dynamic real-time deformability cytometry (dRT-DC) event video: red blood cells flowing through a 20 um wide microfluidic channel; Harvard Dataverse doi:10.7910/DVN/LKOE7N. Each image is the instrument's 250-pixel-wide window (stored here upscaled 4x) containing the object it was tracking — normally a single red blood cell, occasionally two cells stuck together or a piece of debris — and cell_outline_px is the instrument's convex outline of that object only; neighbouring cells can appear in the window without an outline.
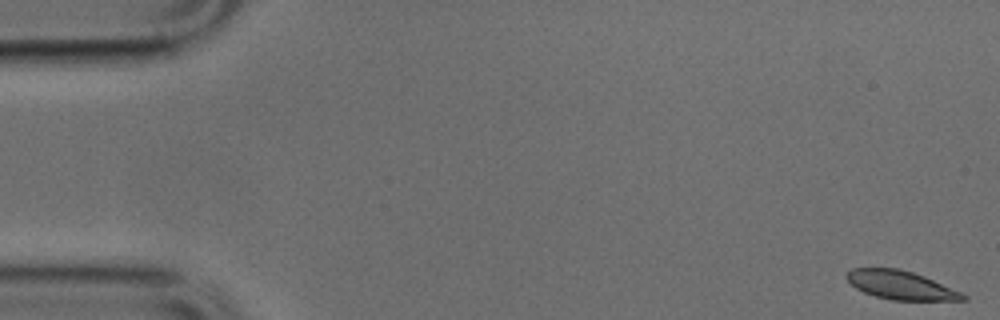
{"species": "common noctule bat (a hibernating species)", "species_latin": "Nyctalus noctula", "temperature_condition": "cold", "stored_images_in_passage": 50, "camera_frame_rate_fps": 3000, "um_per_image_px": 0.085, "animal": {"sex": "male", "body_mass_g": 17.9, "forearm_length_mm": 54.2}, "frame": {"image": 1, "passage_image": 1, "time_ms": 0.0, "image_size_px": [1000, 320], "cell_outline_px": [[968, 300], [892, 300], [876, 296], [864, 292], [856, 288], [844, 276], [852, 268], [900, 268], [924, 276], [960, 292], [968, 296]], "centroid_in_image_um": [76.55, 24.23], "position_along_channel_um": 8.4, "area_um2": 19.19}}
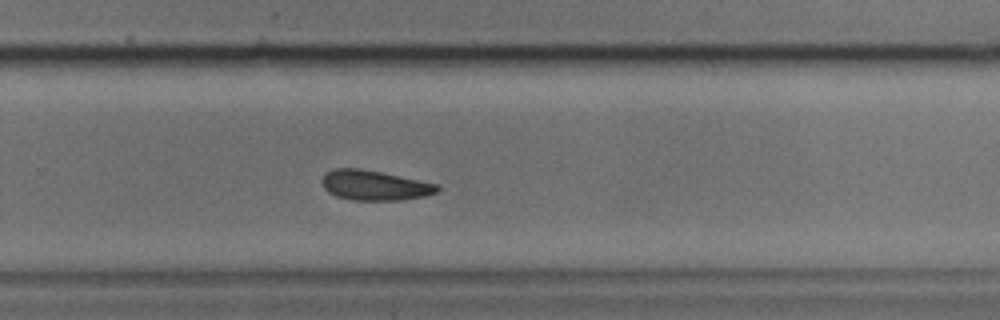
{"frame": {"image": 2, "passage_image": 33, "time_ms": 10.667, "image_size_px": [1000, 320], "cell_outline_px": [[440, 188], [436, 192], [424, 196], [400, 200], [352, 200], [336, 196], [328, 192], [324, 188], [324, 176], [328, 172], [336, 168], [360, 168], [440, 184]], "centroid_in_image_um": [31.87, 15.76], "position_along_channel_um": 297.9, "area_um2": 19.88}}
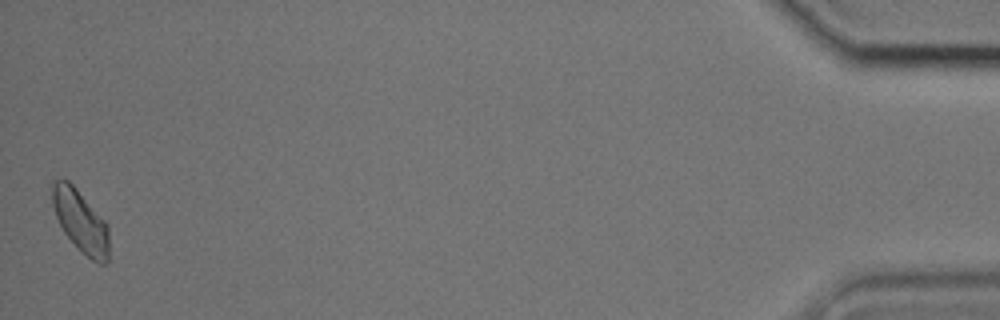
{"frame": {"image": 3, "passage_image": 50, "time_ms": 16.333, "image_size_px": [1000, 320], "cell_outline_px": [[108, 264], [100, 264], [92, 260], [80, 252], [64, 232], [56, 216], [52, 204], [52, 184], [56, 180], [68, 180], [76, 188], [108, 224]], "centroid_in_image_um": [6.86, 18.84], "position_along_channel_um": 428.3, "area_um2": 20.46}}